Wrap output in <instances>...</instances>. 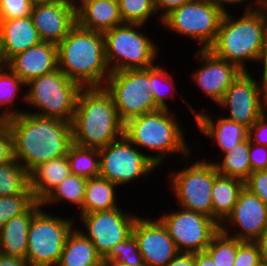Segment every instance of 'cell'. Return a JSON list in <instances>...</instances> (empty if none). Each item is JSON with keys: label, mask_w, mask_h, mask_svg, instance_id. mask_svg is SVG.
I'll use <instances>...</instances> for the list:
<instances>
[{"label": "cell", "mask_w": 267, "mask_h": 266, "mask_svg": "<svg viewBox=\"0 0 267 266\" xmlns=\"http://www.w3.org/2000/svg\"><path fill=\"white\" fill-rule=\"evenodd\" d=\"M13 135L14 159L28 172L42 162L67 155L72 123L36 113L5 120Z\"/></svg>", "instance_id": "obj_1"}, {"label": "cell", "mask_w": 267, "mask_h": 266, "mask_svg": "<svg viewBox=\"0 0 267 266\" xmlns=\"http://www.w3.org/2000/svg\"><path fill=\"white\" fill-rule=\"evenodd\" d=\"M58 68L82 88L104 87L110 76L101 32L76 23L57 45Z\"/></svg>", "instance_id": "obj_2"}, {"label": "cell", "mask_w": 267, "mask_h": 266, "mask_svg": "<svg viewBox=\"0 0 267 266\" xmlns=\"http://www.w3.org/2000/svg\"><path fill=\"white\" fill-rule=\"evenodd\" d=\"M72 135L73 143L97 149L124 135V123L104 87L80 90L72 121Z\"/></svg>", "instance_id": "obj_3"}, {"label": "cell", "mask_w": 267, "mask_h": 266, "mask_svg": "<svg viewBox=\"0 0 267 266\" xmlns=\"http://www.w3.org/2000/svg\"><path fill=\"white\" fill-rule=\"evenodd\" d=\"M228 11L220 21L215 42L210 46L217 57L248 71L245 61H257L267 27V8L245 11L235 19Z\"/></svg>", "instance_id": "obj_4"}, {"label": "cell", "mask_w": 267, "mask_h": 266, "mask_svg": "<svg viewBox=\"0 0 267 266\" xmlns=\"http://www.w3.org/2000/svg\"><path fill=\"white\" fill-rule=\"evenodd\" d=\"M170 109L143 114L124 124V136L136 147L156 152L153 162L159 167L164 158L179 153L180 161L188 164L191 149L186 144L183 128ZM181 153V154H180Z\"/></svg>", "instance_id": "obj_5"}, {"label": "cell", "mask_w": 267, "mask_h": 266, "mask_svg": "<svg viewBox=\"0 0 267 266\" xmlns=\"http://www.w3.org/2000/svg\"><path fill=\"white\" fill-rule=\"evenodd\" d=\"M141 28L144 25L123 23L103 33L110 73L148 69L156 65L158 44L143 31L141 33Z\"/></svg>", "instance_id": "obj_6"}, {"label": "cell", "mask_w": 267, "mask_h": 266, "mask_svg": "<svg viewBox=\"0 0 267 266\" xmlns=\"http://www.w3.org/2000/svg\"><path fill=\"white\" fill-rule=\"evenodd\" d=\"M23 101L37 110L36 113L72 123L77 97L82 87L68 78L59 68L30 80Z\"/></svg>", "instance_id": "obj_7"}, {"label": "cell", "mask_w": 267, "mask_h": 266, "mask_svg": "<svg viewBox=\"0 0 267 266\" xmlns=\"http://www.w3.org/2000/svg\"><path fill=\"white\" fill-rule=\"evenodd\" d=\"M149 87L150 68L112 72L104 85L124 124L134 117L160 110Z\"/></svg>", "instance_id": "obj_8"}, {"label": "cell", "mask_w": 267, "mask_h": 266, "mask_svg": "<svg viewBox=\"0 0 267 266\" xmlns=\"http://www.w3.org/2000/svg\"><path fill=\"white\" fill-rule=\"evenodd\" d=\"M224 11L213 0H191L173 9L162 19L164 28L195 39L198 49L215 42Z\"/></svg>", "instance_id": "obj_9"}, {"label": "cell", "mask_w": 267, "mask_h": 266, "mask_svg": "<svg viewBox=\"0 0 267 266\" xmlns=\"http://www.w3.org/2000/svg\"><path fill=\"white\" fill-rule=\"evenodd\" d=\"M48 213L41 208L31 220L26 260L32 266H57L67 237L75 227L74 219Z\"/></svg>", "instance_id": "obj_10"}, {"label": "cell", "mask_w": 267, "mask_h": 266, "mask_svg": "<svg viewBox=\"0 0 267 266\" xmlns=\"http://www.w3.org/2000/svg\"><path fill=\"white\" fill-rule=\"evenodd\" d=\"M180 169L170 172V188L179 208L212 218L211 191L214 179L219 175L213 161L196 159L195 163Z\"/></svg>", "instance_id": "obj_11"}, {"label": "cell", "mask_w": 267, "mask_h": 266, "mask_svg": "<svg viewBox=\"0 0 267 266\" xmlns=\"http://www.w3.org/2000/svg\"><path fill=\"white\" fill-rule=\"evenodd\" d=\"M99 176L117 186L135 182L157 169L153 155L143 153L124 135L99 149Z\"/></svg>", "instance_id": "obj_12"}, {"label": "cell", "mask_w": 267, "mask_h": 266, "mask_svg": "<svg viewBox=\"0 0 267 266\" xmlns=\"http://www.w3.org/2000/svg\"><path fill=\"white\" fill-rule=\"evenodd\" d=\"M179 210V211H177ZM158 217L167 228L179 252H203L212 238L220 231V225L202 213L177 209Z\"/></svg>", "instance_id": "obj_13"}, {"label": "cell", "mask_w": 267, "mask_h": 266, "mask_svg": "<svg viewBox=\"0 0 267 266\" xmlns=\"http://www.w3.org/2000/svg\"><path fill=\"white\" fill-rule=\"evenodd\" d=\"M259 81L252 72L240 73L218 104L229 110L230 116L226 118L249 129L266 112L264 80Z\"/></svg>", "instance_id": "obj_14"}, {"label": "cell", "mask_w": 267, "mask_h": 266, "mask_svg": "<svg viewBox=\"0 0 267 266\" xmlns=\"http://www.w3.org/2000/svg\"><path fill=\"white\" fill-rule=\"evenodd\" d=\"M124 212L119 206L110 211L80 215L86 231L78 229L92 241L102 259L112 247L132 234L134 223L139 216Z\"/></svg>", "instance_id": "obj_15"}, {"label": "cell", "mask_w": 267, "mask_h": 266, "mask_svg": "<svg viewBox=\"0 0 267 266\" xmlns=\"http://www.w3.org/2000/svg\"><path fill=\"white\" fill-rule=\"evenodd\" d=\"M228 223V224H227ZM233 227L238 230L230 231ZM267 230V206L247 188H243L238 196L232 212L220 224V231L239 241L255 242ZM230 231V233H229Z\"/></svg>", "instance_id": "obj_16"}, {"label": "cell", "mask_w": 267, "mask_h": 266, "mask_svg": "<svg viewBox=\"0 0 267 266\" xmlns=\"http://www.w3.org/2000/svg\"><path fill=\"white\" fill-rule=\"evenodd\" d=\"M195 57L202 66L194 72L192 79L217 105L242 70L236 64L217 57L209 49L196 50Z\"/></svg>", "instance_id": "obj_17"}, {"label": "cell", "mask_w": 267, "mask_h": 266, "mask_svg": "<svg viewBox=\"0 0 267 266\" xmlns=\"http://www.w3.org/2000/svg\"><path fill=\"white\" fill-rule=\"evenodd\" d=\"M132 234L146 266H166L179 253L167 228L158 218L139 216Z\"/></svg>", "instance_id": "obj_18"}, {"label": "cell", "mask_w": 267, "mask_h": 266, "mask_svg": "<svg viewBox=\"0 0 267 266\" xmlns=\"http://www.w3.org/2000/svg\"><path fill=\"white\" fill-rule=\"evenodd\" d=\"M31 18L42 41L58 45L77 23L76 8L67 0L32 7Z\"/></svg>", "instance_id": "obj_19"}, {"label": "cell", "mask_w": 267, "mask_h": 266, "mask_svg": "<svg viewBox=\"0 0 267 266\" xmlns=\"http://www.w3.org/2000/svg\"><path fill=\"white\" fill-rule=\"evenodd\" d=\"M6 66L27 84L58 68L57 45L41 41L12 57Z\"/></svg>", "instance_id": "obj_20"}, {"label": "cell", "mask_w": 267, "mask_h": 266, "mask_svg": "<svg viewBox=\"0 0 267 266\" xmlns=\"http://www.w3.org/2000/svg\"><path fill=\"white\" fill-rule=\"evenodd\" d=\"M187 106L195 115L196 126L200 133L212 138L214 143H217L222 154L234 148L238 143L248 138V128L242 124L236 123L233 120L226 118V116L219 117L216 121L207 115L208 113L197 112L192 108L191 104L185 101Z\"/></svg>", "instance_id": "obj_21"}, {"label": "cell", "mask_w": 267, "mask_h": 266, "mask_svg": "<svg viewBox=\"0 0 267 266\" xmlns=\"http://www.w3.org/2000/svg\"><path fill=\"white\" fill-rule=\"evenodd\" d=\"M76 19L82 28L101 33L123 24L118 0H85L76 8Z\"/></svg>", "instance_id": "obj_22"}, {"label": "cell", "mask_w": 267, "mask_h": 266, "mask_svg": "<svg viewBox=\"0 0 267 266\" xmlns=\"http://www.w3.org/2000/svg\"><path fill=\"white\" fill-rule=\"evenodd\" d=\"M41 208V202L36 201L25 213L13 217L0 229L1 254L26 260L31 220Z\"/></svg>", "instance_id": "obj_23"}, {"label": "cell", "mask_w": 267, "mask_h": 266, "mask_svg": "<svg viewBox=\"0 0 267 266\" xmlns=\"http://www.w3.org/2000/svg\"><path fill=\"white\" fill-rule=\"evenodd\" d=\"M0 32L6 62L42 41L31 16L0 20Z\"/></svg>", "instance_id": "obj_24"}, {"label": "cell", "mask_w": 267, "mask_h": 266, "mask_svg": "<svg viewBox=\"0 0 267 266\" xmlns=\"http://www.w3.org/2000/svg\"><path fill=\"white\" fill-rule=\"evenodd\" d=\"M69 174L71 169L66 155L38 164L29 172V186L35 199L41 202Z\"/></svg>", "instance_id": "obj_25"}, {"label": "cell", "mask_w": 267, "mask_h": 266, "mask_svg": "<svg viewBox=\"0 0 267 266\" xmlns=\"http://www.w3.org/2000/svg\"><path fill=\"white\" fill-rule=\"evenodd\" d=\"M57 266H104L92 241L74 228L67 237Z\"/></svg>", "instance_id": "obj_26"}, {"label": "cell", "mask_w": 267, "mask_h": 266, "mask_svg": "<svg viewBox=\"0 0 267 266\" xmlns=\"http://www.w3.org/2000/svg\"><path fill=\"white\" fill-rule=\"evenodd\" d=\"M118 186L103 177L87 178L85 197L80 215L110 211L118 207L116 193Z\"/></svg>", "instance_id": "obj_27"}, {"label": "cell", "mask_w": 267, "mask_h": 266, "mask_svg": "<svg viewBox=\"0 0 267 266\" xmlns=\"http://www.w3.org/2000/svg\"><path fill=\"white\" fill-rule=\"evenodd\" d=\"M244 182L231 177L218 175L212 187V219L219 225L232 212Z\"/></svg>", "instance_id": "obj_28"}, {"label": "cell", "mask_w": 267, "mask_h": 266, "mask_svg": "<svg viewBox=\"0 0 267 266\" xmlns=\"http://www.w3.org/2000/svg\"><path fill=\"white\" fill-rule=\"evenodd\" d=\"M223 160L214 161L219 175L239 179L245 182L252 173L249 161V139L238 143L234 148L221 154Z\"/></svg>", "instance_id": "obj_29"}, {"label": "cell", "mask_w": 267, "mask_h": 266, "mask_svg": "<svg viewBox=\"0 0 267 266\" xmlns=\"http://www.w3.org/2000/svg\"><path fill=\"white\" fill-rule=\"evenodd\" d=\"M86 178L69 174L56 188H54L42 201L41 206L55 205V203H71L81 210L85 197ZM62 201V202H61Z\"/></svg>", "instance_id": "obj_30"}, {"label": "cell", "mask_w": 267, "mask_h": 266, "mask_svg": "<svg viewBox=\"0 0 267 266\" xmlns=\"http://www.w3.org/2000/svg\"><path fill=\"white\" fill-rule=\"evenodd\" d=\"M66 156L69 161L72 174L86 179L99 176V149L82 147L72 143Z\"/></svg>", "instance_id": "obj_31"}, {"label": "cell", "mask_w": 267, "mask_h": 266, "mask_svg": "<svg viewBox=\"0 0 267 266\" xmlns=\"http://www.w3.org/2000/svg\"><path fill=\"white\" fill-rule=\"evenodd\" d=\"M23 87H26V84L7 66L0 68V108L5 107V111L0 114V120L5 121L25 112L13 108V103L19 96L18 92H21Z\"/></svg>", "instance_id": "obj_32"}, {"label": "cell", "mask_w": 267, "mask_h": 266, "mask_svg": "<svg viewBox=\"0 0 267 266\" xmlns=\"http://www.w3.org/2000/svg\"><path fill=\"white\" fill-rule=\"evenodd\" d=\"M29 187V172L15 159L0 164V196L23 194Z\"/></svg>", "instance_id": "obj_33"}, {"label": "cell", "mask_w": 267, "mask_h": 266, "mask_svg": "<svg viewBox=\"0 0 267 266\" xmlns=\"http://www.w3.org/2000/svg\"><path fill=\"white\" fill-rule=\"evenodd\" d=\"M205 252L216 266H233L237 255V239L219 231L212 238Z\"/></svg>", "instance_id": "obj_34"}, {"label": "cell", "mask_w": 267, "mask_h": 266, "mask_svg": "<svg viewBox=\"0 0 267 266\" xmlns=\"http://www.w3.org/2000/svg\"><path fill=\"white\" fill-rule=\"evenodd\" d=\"M123 23L146 25L157 15L153 0H118Z\"/></svg>", "instance_id": "obj_35"}, {"label": "cell", "mask_w": 267, "mask_h": 266, "mask_svg": "<svg viewBox=\"0 0 267 266\" xmlns=\"http://www.w3.org/2000/svg\"><path fill=\"white\" fill-rule=\"evenodd\" d=\"M170 75V72L165 70L162 66L154 65L150 68L149 91L154 94L155 103L160 109H169L168 103H166L165 99H169L172 94H175V91L177 92L175 87L176 84L174 85L173 76ZM167 90L170 91L168 92ZM168 94H171V96L168 97Z\"/></svg>", "instance_id": "obj_36"}, {"label": "cell", "mask_w": 267, "mask_h": 266, "mask_svg": "<svg viewBox=\"0 0 267 266\" xmlns=\"http://www.w3.org/2000/svg\"><path fill=\"white\" fill-rule=\"evenodd\" d=\"M103 264L145 265L133 234L110 249Z\"/></svg>", "instance_id": "obj_37"}, {"label": "cell", "mask_w": 267, "mask_h": 266, "mask_svg": "<svg viewBox=\"0 0 267 266\" xmlns=\"http://www.w3.org/2000/svg\"><path fill=\"white\" fill-rule=\"evenodd\" d=\"M37 200L30 187L13 196H0V229L13 217L25 213Z\"/></svg>", "instance_id": "obj_38"}, {"label": "cell", "mask_w": 267, "mask_h": 266, "mask_svg": "<svg viewBox=\"0 0 267 266\" xmlns=\"http://www.w3.org/2000/svg\"><path fill=\"white\" fill-rule=\"evenodd\" d=\"M233 266H262L257 244L237 239V255Z\"/></svg>", "instance_id": "obj_39"}, {"label": "cell", "mask_w": 267, "mask_h": 266, "mask_svg": "<svg viewBox=\"0 0 267 266\" xmlns=\"http://www.w3.org/2000/svg\"><path fill=\"white\" fill-rule=\"evenodd\" d=\"M29 0H0V20L31 16Z\"/></svg>", "instance_id": "obj_40"}, {"label": "cell", "mask_w": 267, "mask_h": 266, "mask_svg": "<svg viewBox=\"0 0 267 266\" xmlns=\"http://www.w3.org/2000/svg\"><path fill=\"white\" fill-rule=\"evenodd\" d=\"M13 160V135L7 122L0 120V164H7Z\"/></svg>", "instance_id": "obj_41"}, {"label": "cell", "mask_w": 267, "mask_h": 266, "mask_svg": "<svg viewBox=\"0 0 267 266\" xmlns=\"http://www.w3.org/2000/svg\"><path fill=\"white\" fill-rule=\"evenodd\" d=\"M244 187L257 195L267 206V170L252 172Z\"/></svg>", "instance_id": "obj_42"}, {"label": "cell", "mask_w": 267, "mask_h": 266, "mask_svg": "<svg viewBox=\"0 0 267 266\" xmlns=\"http://www.w3.org/2000/svg\"><path fill=\"white\" fill-rule=\"evenodd\" d=\"M249 161L252 172L267 170V147L249 141Z\"/></svg>", "instance_id": "obj_43"}, {"label": "cell", "mask_w": 267, "mask_h": 266, "mask_svg": "<svg viewBox=\"0 0 267 266\" xmlns=\"http://www.w3.org/2000/svg\"><path fill=\"white\" fill-rule=\"evenodd\" d=\"M248 139L252 143L267 147V110L248 129Z\"/></svg>", "instance_id": "obj_44"}, {"label": "cell", "mask_w": 267, "mask_h": 266, "mask_svg": "<svg viewBox=\"0 0 267 266\" xmlns=\"http://www.w3.org/2000/svg\"><path fill=\"white\" fill-rule=\"evenodd\" d=\"M191 0H153L156 12L160 11V17L158 19L162 23V19L170 13L173 9L189 2ZM163 11V12H162Z\"/></svg>", "instance_id": "obj_45"}, {"label": "cell", "mask_w": 267, "mask_h": 266, "mask_svg": "<svg viewBox=\"0 0 267 266\" xmlns=\"http://www.w3.org/2000/svg\"><path fill=\"white\" fill-rule=\"evenodd\" d=\"M224 12H227L228 10L226 9L225 4H230L231 5H237V4H241V3H246L249 0H213ZM255 1V2H254ZM254 4H251L249 1V4L246 5L245 11H252V10H258V9H262V8H267V0H253L252 2ZM257 5V7H256Z\"/></svg>", "instance_id": "obj_46"}, {"label": "cell", "mask_w": 267, "mask_h": 266, "mask_svg": "<svg viewBox=\"0 0 267 266\" xmlns=\"http://www.w3.org/2000/svg\"><path fill=\"white\" fill-rule=\"evenodd\" d=\"M166 266H196L195 253L179 252Z\"/></svg>", "instance_id": "obj_47"}, {"label": "cell", "mask_w": 267, "mask_h": 266, "mask_svg": "<svg viewBox=\"0 0 267 266\" xmlns=\"http://www.w3.org/2000/svg\"><path fill=\"white\" fill-rule=\"evenodd\" d=\"M261 62V66H263V73L262 75V79H264L267 76V27L264 33V37H263V42H262V46H261V50L258 56V59L256 62Z\"/></svg>", "instance_id": "obj_48"}, {"label": "cell", "mask_w": 267, "mask_h": 266, "mask_svg": "<svg viewBox=\"0 0 267 266\" xmlns=\"http://www.w3.org/2000/svg\"><path fill=\"white\" fill-rule=\"evenodd\" d=\"M0 266H32L27 260L0 253Z\"/></svg>", "instance_id": "obj_49"}, {"label": "cell", "mask_w": 267, "mask_h": 266, "mask_svg": "<svg viewBox=\"0 0 267 266\" xmlns=\"http://www.w3.org/2000/svg\"><path fill=\"white\" fill-rule=\"evenodd\" d=\"M259 248L262 266H267V230L255 241Z\"/></svg>", "instance_id": "obj_50"}, {"label": "cell", "mask_w": 267, "mask_h": 266, "mask_svg": "<svg viewBox=\"0 0 267 266\" xmlns=\"http://www.w3.org/2000/svg\"><path fill=\"white\" fill-rule=\"evenodd\" d=\"M195 262L196 266H216L205 251L195 253Z\"/></svg>", "instance_id": "obj_51"}, {"label": "cell", "mask_w": 267, "mask_h": 266, "mask_svg": "<svg viewBox=\"0 0 267 266\" xmlns=\"http://www.w3.org/2000/svg\"><path fill=\"white\" fill-rule=\"evenodd\" d=\"M7 65L2 41V35L0 32V68L5 67Z\"/></svg>", "instance_id": "obj_52"}, {"label": "cell", "mask_w": 267, "mask_h": 266, "mask_svg": "<svg viewBox=\"0 0 267 266\" xmlns=\"http://www.w3.org/2000/svg\"><path fill=\"white\" fill-rule=\"evenodd\" d=\"M58 0H29L30 4L32 6H37V5H42V4H47V3H52Z\"/></svg>", "instance_id": "obj_53"}, {"label": "cell", "mask_w": 267, "mask_h": 266, "mask_svg": "<svg viewBox=\"0 0 267 266\" xmlns=\"http://www.w3.org/2000/svg\"><path fill=\"white\" fill-rule=\"evenodd\" d=\"M70 5L77 8L79 5H81L85 0H67Z\"/></svg>", "instance_id": "obj_54"}, {"label": "cell", "mask_w": 267, "mask_h": 266, "mask_svg": "<svg viewBox=\"0 0 267 266\" xmlns=\"http://www.w3.org/2000/svg\"><path fill=\"white\" fill-rule=\"evenodd\" d=\"M263 80H264V92H265V105L267 108V76Z\"/></svg>", "instance_id": "obj_55"}, {"label": "cell", "mask_w": 267, "mask_h": 266, "mask_svg": "<svg viewBox=\"0 0 267 266\" xmlns=\"http://www.w3.org/2000/svg\"><path fill=\"white\" fill-rule=\"evenodd\" d=\"M104 266H146V265L104 264Z\"/></svg>", "instance_id": "obj_56"}]
</instances>
